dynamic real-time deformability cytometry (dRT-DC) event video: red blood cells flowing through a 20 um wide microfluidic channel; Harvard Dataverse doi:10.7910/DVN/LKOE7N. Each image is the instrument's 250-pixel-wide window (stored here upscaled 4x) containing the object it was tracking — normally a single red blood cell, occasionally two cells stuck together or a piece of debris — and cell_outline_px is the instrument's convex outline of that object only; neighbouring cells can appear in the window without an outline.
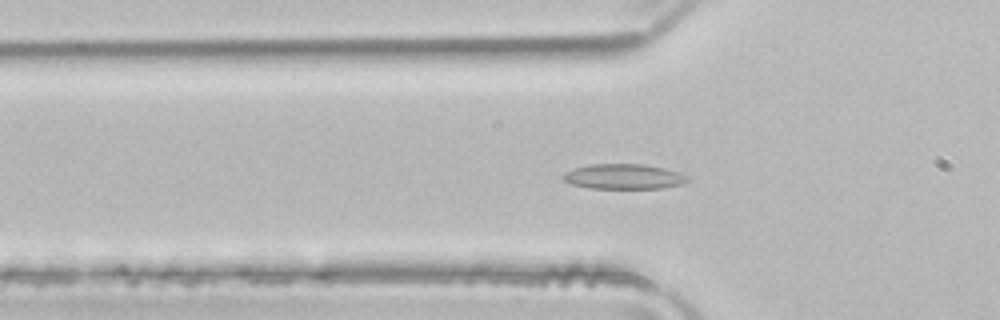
{"species": "common noctule bat (a hibernating species)", "species_latin": "Nyctalus noctula", "temperature_condition": "room temperature", "stored_images_in_passage": 41, "camera_frame_rate_fps": 3000, "um_per_image_px": 0.085, "animal": {"sex": "male", "body_mass_g": 21.5, "forearm_length_mm": 52.0}, "frame": {"image": 1, "passage_image": 7, "time_ms": 2.0, "image_size_px": [1000, 320], "cell_outline_px": [[688, 180], [684, 184], [664, 188], [588, 188], [572, 184], [564, 180], [564, 172], [576, 168], [592, 164], [644, 164], [664, 168], [680, 172], [688, 176]], "centroid_in_image_um": [53.07, 15.01], "position_along_channel_um": 72.7, "area_um2": 18.15}}
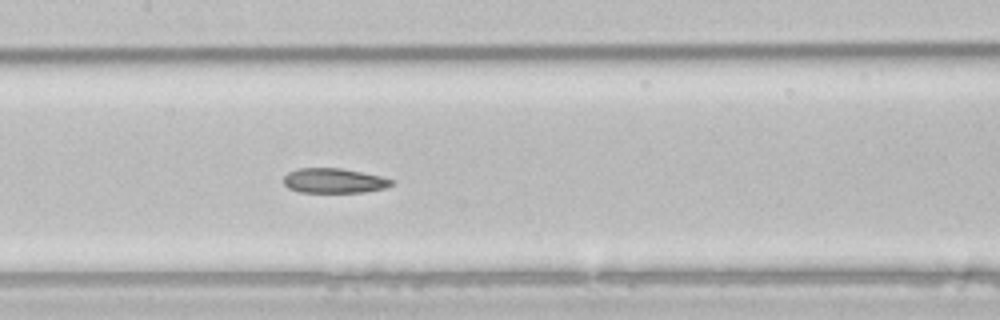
{"frame": {"image": 2, "passage_image": 15, "time_ms": 4.667, "image_size_px": [1000, 320], "cell_outline_px": [[396, 180], [392, 184], [384, 188], [364, 192], [300, 192], [288, 188], [284, 184], [284, 176], [288, 172], [296, 168], [340, 168], [380, 176]], "centroid_in_image_um": [28.37, 15.35], "position_along_channel_um": 179.0, "area_um2": 15.55}}
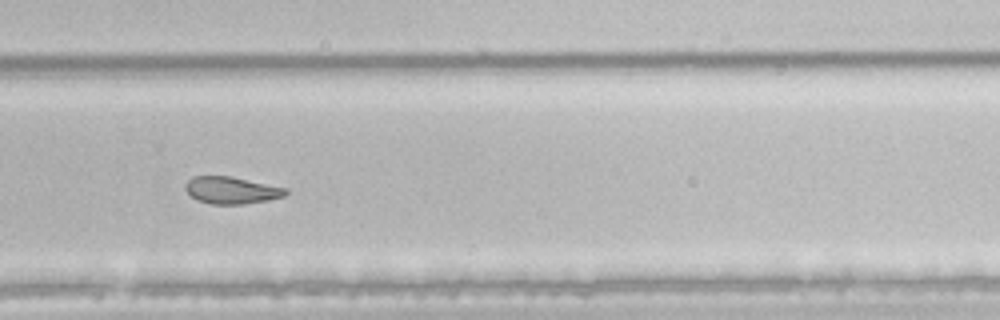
{"frame": {"image": 3, "passage_image": 25, "time_ms": 8.0, "image_size_px": [1000, 320], "cell_outline_px": [[288, 192], [284, 196], [268, 200], [244, 204], [212, 204], [200, 200], [192, 196], [184, 188], [184, 184], [192, 176], [232, 176], [288, 188]], "centroid_in_image_um": [19.7, 16.16], "position_along_channel_um": 310.1, "area_um2": 15.84}, "authors_computed_cell_mechanics": {"area_um2": 17.4556, "velocity_mm_per_s": 3.9564, "shape_relaxation_time_tau1_ms": null, "shape_relaxation_time_tau2_ms": 2.9989, "deformation_change_tau1": null, "deformation_change_tau2": 0.0808}}